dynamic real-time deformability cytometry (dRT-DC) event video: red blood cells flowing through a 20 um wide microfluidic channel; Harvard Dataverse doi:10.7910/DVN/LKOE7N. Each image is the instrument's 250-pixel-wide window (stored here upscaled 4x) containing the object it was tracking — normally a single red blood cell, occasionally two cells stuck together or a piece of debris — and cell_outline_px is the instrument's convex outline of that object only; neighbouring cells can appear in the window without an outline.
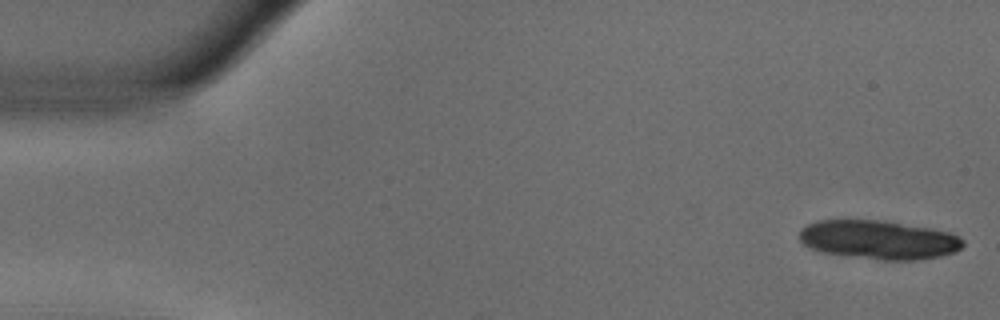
{"species": "common noctule bat (a hibernating species)", "species_latin": "Nyctalus noctula", "temperature_condition": "warm", "stored_images_in_passage": 15, "camera_frame_rate_fps": 3000, "um_per_image_px": 0.085, "animal": {"sex": "male", "body_mass_g": 18.8}, "frame": {"image": 1, "passage_image": 1, "time_ms": 0.0, "image_size_px": [1000, 320], "cell_outline_px": [[964, 244], [956, 252], [940, 256], [916, 260], [884, 260], [824, 252], [812, 248], [804, 244], [800, 240], [800, 228], [816, 220], [884, 220], [928, 228], [948, 232], [960, 236], [964, 240]], "centroid_in_image_um": [74.72, 20.37], "position_along_channel_um": 10.3, "area_um2": 36.82}}